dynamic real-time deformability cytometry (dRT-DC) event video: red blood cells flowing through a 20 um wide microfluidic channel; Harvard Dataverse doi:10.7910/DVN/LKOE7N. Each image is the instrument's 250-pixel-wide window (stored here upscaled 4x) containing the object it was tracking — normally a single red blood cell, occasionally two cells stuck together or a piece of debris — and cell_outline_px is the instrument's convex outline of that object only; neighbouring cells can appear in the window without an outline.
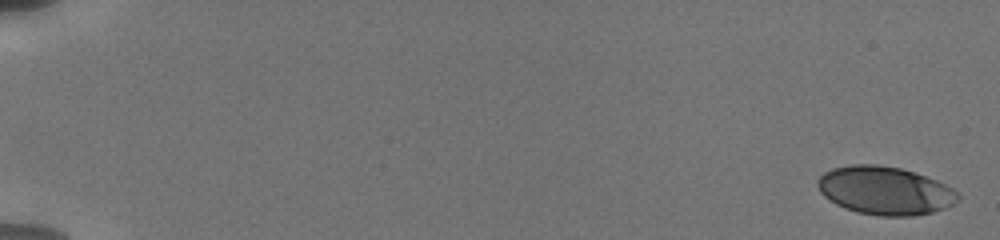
{"species": "human", "species_latin": "Homo sapiens", "temperature_condition": "cold", "stored_images_in_passage": 8, "camera_frame_rate_fps": 3000, "um_per_image_px": 0.085, "donor": {"sex": "male"}, "frame": {"image": 1, "passage_image": 1, "time_ms": 0.0, "image_size_px": [1000, 240], "cell_outline_px": [[960, 200], [944, 208], [932, 212], [912, 216], [880, 216], [856, 212], [844, 208], [836, 204], [824, 196], [820, 192], [816, 184], [816, 180], [824, 172], [832, 168], [852, 164], [876, 164], [900, 168], [936, 180], [952, 188], [960, 196]], "centroid_in_image_um": [75.18, 16.2], "position_along_channel_um": 9.8, "area_um2": 39.42}}
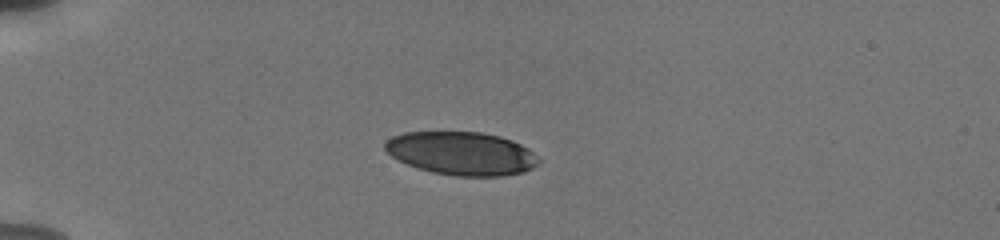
{"frame": {"image": 2, "passage_image": 6, "time_ms": 5.0, "image_size_px": [1000, 240], "cell_outline_px": [[540, 160], [532, 168], [524, 172], [504, 176], [456, 176], [432, 172], [416, 168], [392, 156], [384, 148], [384, 144], [392, 136], [404, 132], [480, 132], [500, 136], [512, 140], [528, 148]], "centroid_in_image_um": [39.24, 13.04], "position_along_channel_um": 45.8, "area_um2": 38.67}}
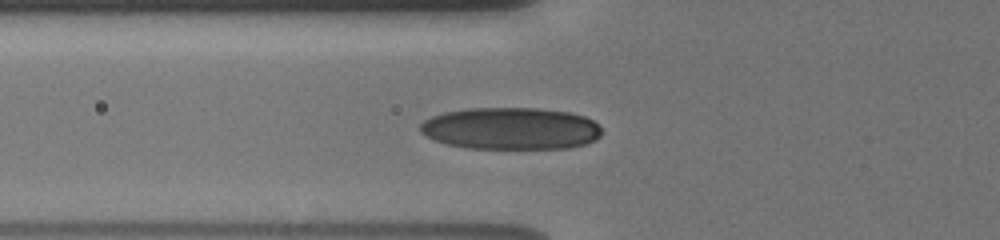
{"frame": {"image": 3, "passage_image": 8, "time_ms": 7.0, "image_size_px": [1000, 240], "cell_outline_px": [[600, 136], [596, 140], [584, 144], [568, 148], [468, 148], [448, 144], [436, 140], [420, 132], [420, 124], [424, 120], [432, 116], [444, 112], [464, 108], [540, 108], [568, 112], [584, 116], [600, 124]], "centroid_in_image_um": [43.43, 10.91], "position_along_channel_um": 82.4, "area_um2": 44.51}}